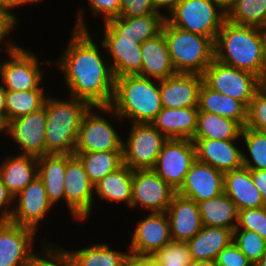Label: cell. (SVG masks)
I'll use <instances>...</instances> for the list:
<instances>
[{"mask_svg":"<svg viewBox=\"0 0 266 266\" xmlns=\"http://www.w3.org/2000/svg\"><path fill=\"white\" fill-rule=\"evenodd\" d=\"M128 126L123 138V164L131 170L153 169L168 139L151 123H130Z\"/></svg>","mask_w":266,"mask_h":266,"instance_id":"9","label":"cell"},{"mask_svg":"<svg viewBox=\"0 0 266 266\" xmlns=\"http://www.w3.org/2000/svg\"><path fill=\"white\" fill-rule=\"evenodd\" d=\"M203 77L194 73H176L160 80V97L163 107H198Z\"/></svg>","mask_w":266,"mask_h":266,"instance_id":"21","label":"cell"},{"mask_svg":"<svg viewBox=\"0 0 266 266\" xmlns=\"http://www.w3.org/2000/svg\"><path fill=\"white\" fill-rule=\"evenodd\" d=\"M244 167L250 170L266 169V132L244 127L241 132Z\"/></svg>","mask_w":266,"mask_h":266,"instance_id":"38","label":"cell"},{"mask_svg":"<svg viewBox=\"0 0 266 266\" xmlns=\"http://www.w3.org/2000/svg\"><path fill=\"white\" fill-rule=\"evenodd\" d=\"M166 214L172 240L188 242L203 227L198 203L176 193Z\"/></svg>","mask_w":266,"mask_h":266,"instance_id":"23","label":"cell"},{"mask_svg":"<svg viewBox=\"0 0 266 266\" xmlns=\"http://www.w3.org/2000/svg\"><path fill=\"white\" fill-rule=\"evenodd\" d=\"M162 32L176 73L202 75L214 59V42L209 37L173 26L166 20Z\"/></svg>","mask_w":266,"mask_h":266,"instance_id":"5","label":"cell"},{"mask_svg":"<svg viewBox=\"0 0 266 266\" xmlns=\"http://www.w3.org/2000/svg\"><path fill=\"white\" fill-rule=\"evenodd\" d=\"M254 185L259 190L266 206V169L250 170Z\"/></svg>","mask_w":266,"mask_h":266,"instance_id":"50","label":"cell"},{"mask_svg":"<svg viewBox=\"0 0 266 266\" xmlns=\"http://www.w3.org/2000/svg\"><path fill=\"white\" fill-rule=\"evenodd\" d=\"M93 185L123 165V150L74 152Z\"/></svg>","mask_w":266,"mask_h":266,"instance_id":"35","label":"cell"},{"mask_svg":"<svg viewBox=\"0 0 266 266\" xmlns=\"http://www.w3.org/2000/svg\"><path fill=\"white\" fill-rule=\"evenodd\" d=\"M165 17L159 12L143 16L117 18L106 21L100 29L101 36H129L139 44L152 39L162 32Z\"/></svg>","mask_w":266,"mask_h":266,"instance_id":"22","label":"cell"},{"mask_svg":"<svg viewBox=\"0 0 266 266\" xmlns=\"http://www.w3.org/2000/svg\"><path fill=\"white\" fill-rule=\"evenodd\" d=\"M262 53L264 63V74L266 73V27L262 29Z\"/></svg>","mask_w":266,"mask_h":266,"instance_id":"54","label":"cell"},{"mask_svg":"<svg viewBox=\"0 0 266 266\" xmlns=\"http://www.w3.org/2000/svg\"><path fill=\"white\" fill-rule=\"evenodd\" d=\"M13 46H0V62H1V58H3V54H6V52L8 50H10ZM4 52V53H3ZM2 54V56H1Z\"/></svg>","mask_w":266,"mask_h":266,"instance_id":"60","label":"cell"},{"mask_svg":"<svg viewBox=\"0 0 266 266\" xmlns=\"http://www.w3.org/2000/svg\"><path fill=\"white\" fill-rule=\"evenodd\" d=\"M48 93L46 90H6V123L42 108Z\"/></svg>","mask_w":266,"mask_h":266,"instance_id":"36","label":"cell"},{"mask_svg":"<svg viewBox=\"0 0 266 266\" xmlns=\"http://www.w3.org/2000/svg\"><path fill=\"white\" fill-rule=\"evenodd\" d=\"M242 129L243 127L232 119L199 111L193 139H241Z\"/></svg>","mask_w":266,"mask_h":266,"instance_id":"34","label":"cell"},{"mask_svg":"<svg viewBox=\"0 0 266 266\" xmlns=\"http://www.w3.org/2000/svg\"><path fill=\"white\" fill-rule=\"evenodd\" d=\"M6 90L0 84V123L4 126L6 124Z\"/></svg>","mask_w":266,"mask_h":266,"instance_id":"52","label":"cell"},{"mask_svg":"<svg viewBox=\"0 0 266 266\" xmlns=\"http://www.w3.org/2000/svg\"><path fill=\"white\" fill-rule=\"evenodd\" d=\"M233 242L253 266L266 251V241L257 232L251 230L234 229Z\"/></svg>","mask_w":266,"mask_h":266,"instance_id":"41","label":"cell"},{"mask_svg":"<svg viewBox=\"0 0 266 266\" xmlns=\"http://www.w3.org/2000/svg\"><path fill=\"white\" fill-rule=\"evenodd\" d=\"M156 12L154 0H121L120 16L136 17Z\"/></svg>","mask_w":266,"mask_h":266,"instance_id":"46","label":"cell"},{"mask_svg":"<svg viewBox=\"0 0 266 266\" xmlns=\"http://www.w3.org/2000/svg\"><path fill=\"white\" fill-rule=\"evenodd\" d=\"M224 193L235 203L237 210L265 206L261 193L254 185L250 169L242 167L224 173Z\"/></svg>","mask_w":266,"mask_h":266,"instance_id":"27","label":"cell"},{"mask_svg":"<svg viewBox=\"0 0 266 266\" xmlns=\"http://www.w3.org/2000/svg\"><path fill=\"white\" fill-rule=\"evenodd\" d=\"M203 226L234 229L238 223L235 203L223 192L217 197L198 202Z\"/></svg>","mask_w":266,"mask_h":266,"instance_id":"33","label":"cell"},{"mask_svg":"<svg viewBox=\"0 0 266 266\" xmlns=\"http://www.w3.org/2000/svg\"><path fill=\"white\" fill-rule=\"evenodd\" d=\"M12 151L0 162V179L14 198L38 176V163L36 156Z\"/></svg>","mask_w":266,"mask_h":266,"instance_id":"24","label":"cell"},{"mask_svg":"<svg viewBox=\"0 0 266 266\" xmlns=\"http://www.w3.org/2000/svg\"><path fill=\"white\" fill-rule=\"evenodd\" d=\"M3 128L4 126L0 123V136L3 137Z\"/></svg>","mask_w":266,"mask_h":266,"instance_id":"62","label":"cell"},{"mask_svg":"<svg viewBox=\"0 0 266 266\" xmlns=\"http://www.w3.org/2000/svg\"><path fill=\"white\" fill-rule=\"evenodd\" d=\"M46 107L8 121L3 136L10 139L18 150L17 154L43 156L46 154ZM15 143V144H14Z\"/></svg>","mask_w":266,"mask_h":266,"instance_id":"12","label":"cell"},{"mask_svg":"<svg viewBox=\"0 0 266 266\" xmlns=\"http://www.w3.org/2000/svg\"><path fill=\"white\" fill-rule=\"evenodd\" d=\"M181 0H154L156 11L162 14L165 18L171 13L179 4Z\"/></svg>","mask_w":266,"mask_h":266,"instance_id":"51","label":"cell"},{"mask_svg":"<svg viewBox=\"0 0 266 266\" xmlns=\"http://www.w3.org/2000/svg\"><path fill=\"white\" fill-rule=\"evenodd\" d=\"M15 44L4 54L0 62V84L5 90L28 91L45 90L46 78L43 71L46 69L41 66L45 64L53 67V60L39 58V54L34 51ZM38 55V56H37ZM6 57V58H5ZM5 59V60H4ZM41 60V61H40Z\"/></svg>","mask_w":266,"mask_h":266,"instance_id":"7","label":"cell"},{"mask_svg":"<svg viewBox=\"0 0 266 266\" xmlns=\"http://www.w3.org/2000/svg\"><path fill=\"white\" fill-rule=\"evenodd\" d=\"M159 263H181L189 265L192 261L187 242L175 241L167 243L152 255Z\"/></svg>","mask_w":266,"mask_h":266,"instance_id":"43","label":"cell"},{"mask_svg":"<svg viewBox=\"0 0 266 266\" xmlns=\"http://www.w3.org/2000/svg\"><path fill=\"white\" fill-rule=\"evenodd\" d=\"M176 193L153 169L133 170L131 210L166 212Z\"/></svg>","mask_w":266,"mask_h":266,"instance_id":"13","label":"cell"},{"mask_svg":"<svg viewBox=\"0 0 266 266\" xmlns=\"http://www.w3.org/2000/svg\"><path fill=\"white\" fill-rule=\"evenodd\" d=\"M189 266H216V263L210 260H192Z\"/></svg>","mask_w":266,"mask_h":266,"instance_id":"55","label":"cell"},{"mask_svg":"<svg viewBox=\"0 0 266 266\" xmlns=\"http://www.w3.org/2000/svg\"><path fill=\"white\" fill-rule=\"evenodd\" d=\"M98 241L91 244L88 242L89 244L76 250L64 249L72 257L76 266H121L131 256L129 250L113 248V245L106 241L104 243H98Z\"/></svg>","mask_w":266,"mask_h":266,"instance_id":"30","label":"cell"},{"mask_svg":"<svg viewBox=\"0 0 266 266\" xmlns=\"http://www.w3.org/2000/svg\"><path fill=\"white\" fill-rule=\"evenodd\" d=\"M160 266H189V265H182L181 263H159Z\"/></svg>","mask_w":266,"mask_h":266,"instance_id":"61","label":"cell"},{"mask_svg":"<svg viewBox=\"0 0 266 266\" xmlns=\"http://www.w3.org/2000/svg\"><path fill=\"white\" fill-rule=\"evenodd\" d=\"M165 20L180 29L209 37L214 42L226 20V11L213 0H181Z\"/></svg>","mask_w":266,"mask_h":266,"instance_id":"8","label":"cell"},{"mask_svg":"<svg viewBox=\"0 0 266 266\" xmlns=\"http://www.w3.org/2000/svg\"><path fill=\"white\" fill-rule=\"evenodd\" d=\"M199 111L218 114L246 126L247 107L239 100L209 88L204 82L199 91Z\"/></svg>","mask_w":266,"mask_h":266,"instance_id":"32","label":"cell"},{"mask_svg":"<svg viewBox=\"0 0 266 266\" xmlns=\"http://www.w3.org/2000/svg\"><path fill=\"white\" fill-rule=\"evenodd\" d=\"M54 209L56 208L49 201L43 181L37 176L14 197V207L9 221L41 233L42 222L47 220Z\"/></svg>","mask_w":266,"mask_h":266,"instance_id":"14","label":"cell"},{"mask_svg":"<svg viewBox=\"0 0 266 266\" xmlns=\"http://www.w3.org/2000/svg\"><path fill=\"white\" fill-rule=\"evenodd\" d=\"M198 112V107H163L151 124L167 139L192 140L197 127Z\"/></svg>","mask_w":266,"mask_h":266,"instance_id":"25","label":"cell"},{"mask_svg":"<svg viewBox=\"0 0 266 266\" xmlns=\"http://www.w3.org/2000/svg\"><path fill=\"white\" fill-rule=\"evenodd\" d=\"M232 241V229L203 226L187 244L192 260L215 261L218 253Z\"/></svg>","mask_w":266,"mask_h":266,"instance_id":"31","label":"cell"},{"mask_svg":"<svg viewBox=\"0 0 266 266\" xmlns=\"http://www.w3.org/2000/svg\"><path fill=\"white\" fill-rule=\"evenodd\" d=\"M195 161L196 148L192 140L168 139L158 155L153 170L177 191Z\"/></svg>","mask_w":266,"mask_h":266,"instance_id":"17","label":"cell"},{"mask_svg":"<svg viewBox=\"0 0 266 266\" xmlns=\"http://www.w3.org/2000/svg\"><path fill=\"white\" fill-rule=\"evenodd\" d=\"M220 5L225 11L235 2V0H213Z\"/></svg>","mask_w":266,"mask_h":266,"instance_id":"56","label":"cell"},{"mask_svg":"<svg viewBox=\"0 0 266 266\" xmlns=\"http://www.w3.org/2000/svg\"><path fill=\"white\" fill-rule=\"evenodd\" d=\"M261 132H266V94L260 89L247 106L246 126Z\"/></svg>","mask_w":266,"mask_h":266,"instance_id":"44","label":"cell"},{"mask_svg":"<svg viewBox=\"0 0 266 266\" xmlns=\"http://www.w3.org/2000/svg\"><path fill=\"white\" fill-rule=\"evenodd\" d=\"M141 54L142 67L137 75L163 80L176 74L163 32L142 43Z\"/></svg>","mask_w":266,"mask_h":266,"instance_id":"28","label":"cell"},{"mask_svg":"<svg viewBox=\"0 0 266 266\" xmlns=\"http://www.w3.org/2000/svg\"><path fill=\"white\" fill-rule=\"evenodd\" d=\"M14 207V198L0 179V220H9Z\"/></svg>","mask_w":266,"mask_h":266,"instance_id":"49","label":"cell"},{"mask_svg":"<svg viewBox=\"0 0 266 266\" xmlns=\"http://www.w3.org/2000/svg\"><path fill=\"white\" fill-rule=\"evenodd\" d=\"M65 205L74 222L86 223L94 211V185L89 180L84 166L76 155L66 162L64 179Z\"/></svg>","mask_w":266,"mask_h":266,"instance_id":"11","label":"cell"},{"mask_svg":"<svg viewBox=\"0 0 266 266\" xmlns=\"http://www.w3.org/2000/svg\"><path fill=\"white\" fill-rule=\"evenodd\" d=\"M260 90L266 94V73L260 78Z\"/></svg>","mask_w":266,"mask_h":266,"instance_id":"58","label":"cell"},{"mask_svg":"<svg viewBox=\"0 0 266 266\" xmlns=\"http://www.w3.org/2000/svg\"><path fill=\"white\" fill-rule=\"evenodd\" d=\"M138 266H160L153 256H138Z\"/></svg>","mask_w":266,"mask_h":266,"instance_id":"53","label":"cell"},{"mask_svg":"<svg viewBox=\"0 0 266 266\" xmlns=\"http://www.w3.org/2000/svg\"><path fill=\"white\" fill-rule=\"evenodd\" d=\"M235 229L257 232L266 241V206L239 210Z\"/></svg>","mask_w":266,"mask_h":266,"instance_id":"42","label":"cell"},{"mask_svg":"<svg viewBox=\"0 0 266 266\" xmlns=\"http://www.w3.org/2000/svg\"><path fill=\"white\" fill-rule=\"evenodd\" d=\"M45 0H0V12L5 14L11 21H13L18 27L19 16L15 13L25 6H37V4H43ZM36 4V5H35ZM16 10V11H15ZM13 11V12H12Z\"/></svg>","mask_w":266,"mask_h":266,"instance_id":"47","label":"cell"},{"mask_svg":"<svg viewBox=\"0 0 266 266\" xmlns=\"http://www.w3.org/2000/svg\"><path fill=\"white\" fill-rule=\"evenodd\" d=\"M118 122L123 120L110 106H91L83 116L74 152L123 150L124 135L115 126Z\"/></svg>","mask_w":266,"mask_h":266,"instance_id":"6","label":"cell"},{"mask_svg":"<svg viewBox=\"0 0 266 266\" xmlns=\"http://www.w3.org/2000/svg\"><path fill=\"white\" fill-rule=\"evenodd\" d=\"M69 34L66 47L50 68L59 70L68 96L82 99L91 106H110L115 77L103 43L97 40L100 33L95 36L92 30L72 28Z\"/></svg>","mask_w":266,"mask_h":266,"instance_id":"1","label":"cell"},{"mask_svg":"<svg viewBox=\"0 0 266 266\" xmlns=\"http://www.w3.org/2000/svg\"><path fill=\"white\" fill-rule=\"evenodd\" d=\"M203 82L221 94L241 101L246 107L260 89V78L248 71L226 65L216 59L202 74Z\"/></svg>","mask_w":266,"mask_h":266,"instance_id":"10","label":"cell"},{"mask_svg":"<svg viewBox=\"0 0 266 266\" xmlns=\"http://www.w3.org/2000/svg\"><path fill=\"white\" fill-rule=\"evenodd\" d=\"M115 78L141 71V44L129 36H100Z\"/></svg>","mask_w":266,"mask_h":266,"instance_id":"19","label":"cell"},{"mask_svg":"<svg viewBox=\"0 0 266 266\" xmlns=\"http://www.w3.org/2000/svg\"><path fill=\"white\" fill-rule=\"evenodd\" d=\"M192 141L196 148L197 161L223 173L244 167L241 139H192Z\"/></svg>","mask_w":266,"mask_h":266,"instance_id":"18","label":"cell"},{"mask_svg":"<svg viewBox=\"0 0 266 266\" xmlns=\"http://www.w3.org/2000/svg\"><path fill=\"white\" fill-rule=\"evenodd\" d=\"M37 232L29 227L0 220V266H32Z\"/></svg>","mask_w":266,"mask_h":266,"instance_id":"16","label":"cell"},{"mask_svg":"<svg viewBox=\"0 0 266 266\" xmlns=\"http://www.w3.org/2000/svg\"><path fill=\"white\" fill-rule=\"evenodd\" d=\"M73 154H45L37 157L38 176L43 181L49 201L57 208L65 205L64 179L66 162Z\"/></svg>","mask_w":266,"mask_h":266,"instance_id":"29","label":"cell"},{"mask_svg":"<svg viewBox=\"0 0 266 266\" xmlns=\"http://www.w3.org/2000/svg\"><path fill=\"white\" fill-rule=\"evenodd\" d=\"M57 95L49 93L44 104L46 154H74L83 116L91 105L79 98L67 96L64 99Z\"/></svg>","mask_w":266,"mask_h":266,"instance_id":"4","label":"cell"},{"mask_svg":"<svg viewBox=\"0 0 266 266\" xmlns=\"http://www.w3.org/2000/svg\"><path fill=\"white\" fill-rule=\"evenodd\" d=\"M224 173L212 166L195 161L177 193L201 202L219 196L224 192Z\"/></svg>","mask_w":266,"mask_h":266,"instance_id":"20","label":"cell"},{"mask_svg":"<svg viewBox=\"0 0 266 266\" xmlns=\"http://www.w3.org/2000/svg\"><path fill=\"white\" fill-rule=\"evenodd\" d=\"M16 28L18 29V26L5 14L0 12V46H14L16 44L10 38L13 33L15 34L17 32Z\"/></svg>","mask_w":266,"mask_h":266,"instance_id":"48","label":"cell"},{"mask_svg":"<svg viewBox=\"0 0 266 266\" xmlns=\"http://www.w3.org/2000/svg\"><path fill=\"white\" fill-rule=\"evenodd\" d=\"M110 107L128 123H151L163 108L160 80L139 75L115 78L114 95Z\"/></svg>","mask_w":266,"mask_h":266,"instance_id":"3","label":"cell"},{"mask_svg":"<svg viewBox=\"0 0 266 266\" xmlns=\"http://www.w3.org/2000/svg\"><path fill=\"white\" fill-rule=\"evenodd\" d=\"M41 241L37 253L34 256L32 266H76L72 257L64 249L63 244H57L59 242H52L47 238H40Z\"/></svg>","mask_w":266,"mask_h":266,"instance_id":"40","label":"cell"},{"mask_svg":"<svg viewBox=\"0 0 266 266\" xmlns=\"http://www.w3.org/2000/svg\"><path fill=\"white\" fill-rule=\"evenodd\" d=\"M87 4L83 7H78V11L75 17V24L73 29L82 30V31H91L88 25L87 12L92 13V17L95 19H101L102 24L111 19L117 18L120 16V6L121 0H85ZM86 8V9H85ZM89 10V11H88ZM99 17V18H98Z\"/></svg>","mask_w":266,"mask_h":266,"instance_id":"39","label":"cell"},{"mask_svg":"<svg viewBox=\"0 0 266 266\" xmlns=\"http://www.w3.org/2000/svg\"><path fill=\"white\" fill-rule=\"evenodd\" d=\"M215 263L216 266H253L233 241L218 253Z\"/></svg>","mask_w":266,"mask_h":266,"instance_id":"45","label":"cell"},{"mask_svg":"<svg viewBox=\"0 0 266 266\" xmlns=\"http://www.w3.org/2000/svg\"><path fill=\"white\" fill-rule=\"evenodd\" d=\"M121 266H138V256L131 255Z\"/></svg>","mask_w":266,"mask_h":266,"instance_id":"57","label":"cell"},{"mask_svg":"<svg viewBox=\"0 0 266 266\" xmlns=\"http://www.w3.org/2000/svg\"><path fill=\"white\" fill-rule=\"evenodd\" d=\"M132 176L133 170H131L127 165L123 164L117 170L108 173L103 179L94 185V210L95 203L104 201L110 204L111 202L115 205L124 204L125 208L131 209V199H132ZM98 200H97V199ZM97 200V201H96Z\"/></svg>","mask_w":266,"mask_h":266,"instance_id":"26","label":"cell"},{"mask_svg":"<svg viewBox=\"0 0 266 266\" xmlns=\"http://www.w3.org/2000/svg\"><path fill=\"white\" fill-rule=\"evenodd\" d=\"M226 19L263 29L266 27V0H235L226 11Z\"/></svg>","mask_w":266,"mask_h":266,"instance_id":"37","label":"cell"},{"mask_svg":"<svg viewBox=\"0 0 266 266\" xmlns=\"http://www.w3.org/2000/svg\"><path fill=\"white\" fill-rule=\"evenodd\" d=\"M145 217L134 224L129 233V245L126 249L133 256H152L172 241L170 223L166 212H142ZM131 240V241H130Z\"/></svg>","mask_w":266,"mask_h":266,"instance_id":"15","label":"cell"},{"mask_svg":"<svg viewBox=\"0 0 266 266\" xmlns=\"http://www.w3.org/2000/svg\"><path fill=\"white\" fill-rule=\"evenodd\" d=\"M214 59L261 78L264 74L262 29L226 19L214 41Z\"/></svg>","mask_w":266,"mask_h":266,"instance_id":"2","label":"cell"},{"mask_svg":"<svg viewBox=\"0 0 266 266\" xmlns=\"http://www.w3.org/2000/svg\"><path fill=\"white\" fill-rule=\"evenodd\" d=\"M254 266H266V251Z\"/></svg>","mask_w":266,"mask_h":266,"instance_id":"59","label":"cell"}]
</instances>
